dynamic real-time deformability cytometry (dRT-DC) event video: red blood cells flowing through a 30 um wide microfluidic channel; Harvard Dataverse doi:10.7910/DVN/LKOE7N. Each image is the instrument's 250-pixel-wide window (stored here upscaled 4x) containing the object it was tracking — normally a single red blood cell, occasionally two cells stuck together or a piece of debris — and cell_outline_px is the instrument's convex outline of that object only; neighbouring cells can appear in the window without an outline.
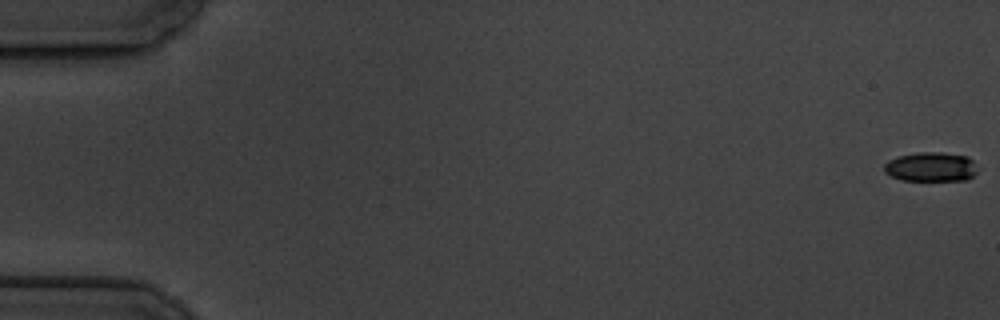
{"species": "common noctule bat (a hibernating species)", "species_latin": "Nyctalus noctula", "temperature_condition": "cold", "stored_images_in_passage": 11, "camera_frame_rate_fps": 3000, "um_per_image_px": 0.085, "animal": {"sex": "male", "body_mass_g": 19.5, "forearm_length_mm": 54.6}, "frame": {"image": 1, "passage_image": 1, "time_ms": 0.0, "image_size_px": [1000, 320], "cell_outline_px": [[976, 172], [968, 180], [904, 180], [892, 176], [884, 172], [884, 164], [888, 160], [900, 156], [920, 152], [940, 152], [968, 156], [972, 160]], "centroid_in_image_um": [79.12, 14.18], "position_along_channel_um": 5.9, "area_um2": 15.78}}
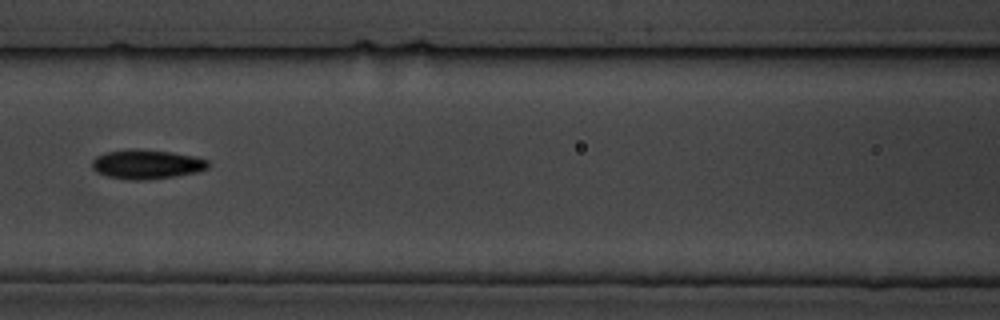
{"frame": {"image": 2, "passage_image": 8, "time_ms": 9.0, "image_size_px": [1000, 320], "cell_outline_px": [[208, 168], [196, 172], [176, 176], [144, 180], [132, 180], [108, 176], [96, 172], [92, 168], [92, 160], [96, 156], [108, 152], [132, 148], [136, 148], [172, 152], [196, 156], [208, 160]], "centroid_in_image_um": [12.47, 13.95], "position_along_channel_um": 154.1, "area_um2": 19.88}}
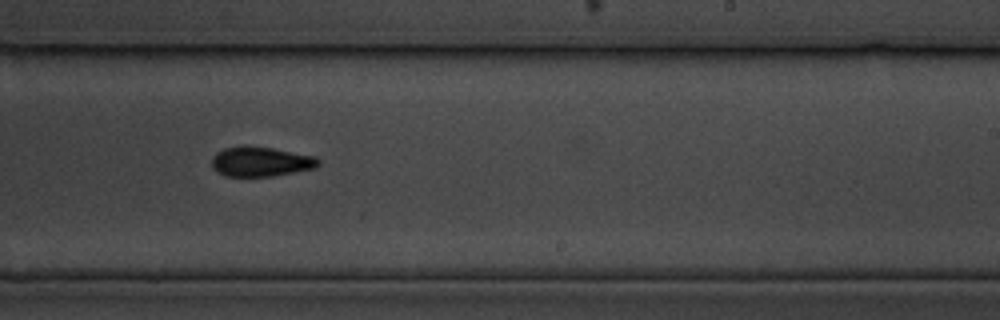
{"frame": {"image": 3, "passage_image": 11, "time_ms": 12.333, "image_size_px": [1000, 320], "cell_outline_px": [[320, 164], [316, 168], [272, 176], [224, 176], [216, 172], [212, 168], [212, 156], [216, 152], [224, 148], [244, 144], [272, 148], [316, 156], [320, 160]], "centroid_in_image_um": [22.14, 13.72], "position_along_channel_um": 266.9, "area_um2": 18.84}}